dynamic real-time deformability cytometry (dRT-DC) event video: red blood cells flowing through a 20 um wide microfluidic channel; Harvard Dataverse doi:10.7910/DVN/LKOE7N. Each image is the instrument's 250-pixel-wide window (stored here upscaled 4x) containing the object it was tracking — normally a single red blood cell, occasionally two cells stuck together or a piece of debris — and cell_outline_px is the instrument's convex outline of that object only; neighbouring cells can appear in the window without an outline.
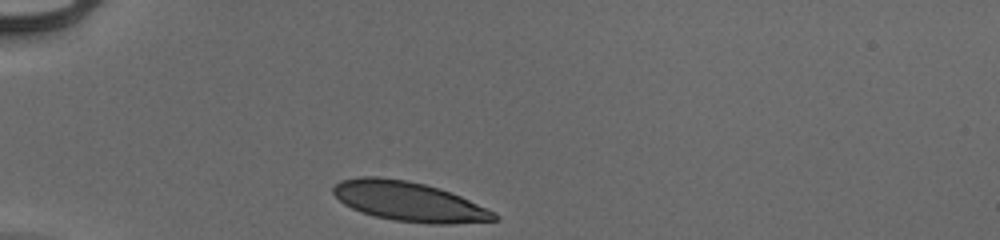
{"species": "human", "species_latin": "Homo sapiens", "temperature_condition": "cold", "stored_images_in_passage": 31, "camera_frame_rate_fps": 3000, "um_per_image_px": 0.085, "donor": {"sex": "male"}, "frame": {"image": 1, "passage_image": 1, "time_ms": 0.0, "image_size_px": [1000, 240], "cell_outline_px": [[500, 220], [452, 224], [432, 224], [392, 220], [360, 212], [344, 204], [332, 192], [332, 188], [340, 180], [360, 176], [376, 176], [408, 180], [440, 188], [452, 192], [496, 212], [500, 216]], "centroid_in_image_um": [34.79, 17.13], "position_along_channel_um": 50.2, "area_um2": 37.4}}
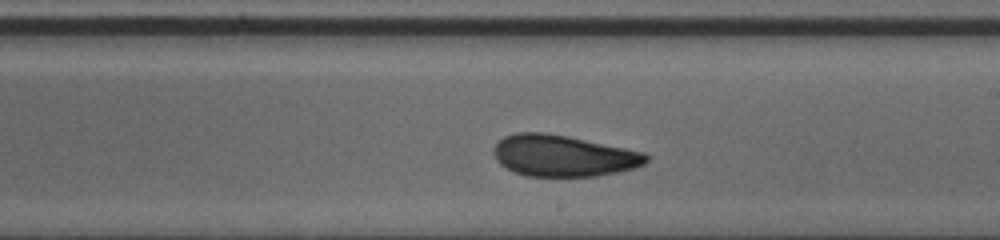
{"frame": {"image": 2, "passage_image": 18, "time_ms": 5.667, "image_size_px": [1000, 240], "cell_outline_px": [[648, 160], [644, 164], [636, 168], [596, 176], [528, 176], [512, 172], [500, 164], [496, 160], [492, 152], [492, 148], [504, 136], [516, 132], [544, 132], [568, 136], [644, 152], [648, 156]], "centroid_in_image_um": [47.84, 13.24], "position_along_channel_um": 241.2, "area_um2": 36.93}}
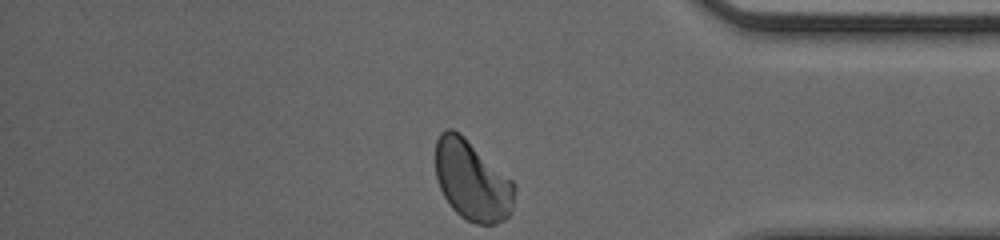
{"frame": {"image": 3, "passage_image": 31, "time_ms": 10.0, "image_size_px": [1000, 240], "cell_outline_px": [[516, 188], [512, 212], [504, 220], [496, 224], [476, 224], [460, 216], [452, 208], [444, 196], [440, 188], [436, 176], [436, 140], [440, 132], [448, 128], [452, 128], [460, 132], [512, 180], [516, 184]], "centroid_in_image_um": [40.14, 15.34], "position_along_channel_um": 395.1, "area_um2": 37.11}, "authors_computed_cell_mechanics": {"area_um2": 37.1076, "velocity_mm_per_s": 3.9009, "shape_relaxation_time_tau1_ms": 5.0774, "shape_relaxation_time_tau2_ms": 0.8189, "deformation_change_tau1": 0.1341, "deformation_change_tau2": 0.0489}}